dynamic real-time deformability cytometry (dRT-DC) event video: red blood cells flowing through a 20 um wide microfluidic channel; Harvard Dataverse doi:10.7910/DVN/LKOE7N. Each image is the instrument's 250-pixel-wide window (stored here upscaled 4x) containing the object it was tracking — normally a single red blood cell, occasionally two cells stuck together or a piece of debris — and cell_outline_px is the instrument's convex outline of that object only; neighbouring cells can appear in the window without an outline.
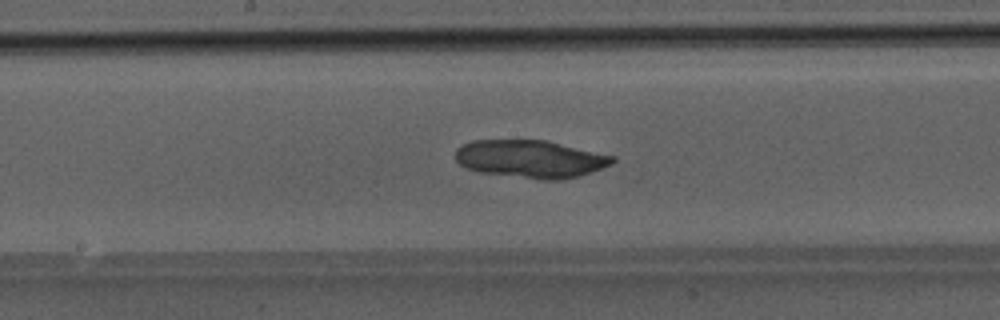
{"species": "Egyptian fruit bat (a non-hibernating species)", "species_latin": "Rousettus aegyptiacus", "temperature_condition": "room temperature", "stored_images_in_passage": 36, "camera_frame_rate_fps": 3000, "um_per_image_px": 0.085, "animal": {"sex": "male"}, "frame": {"image": 1, "passage_image": 12, "time_ms": 3.667, "image_size_px": [1000, 320], "cell_outline_px": [[616, 160], [612, 164], [592, 172], [580, 176], [560, 180], [540, 180], [480, 172], [468, 168], [460, 164], [456, 160], [456, 148], [460, 144], [472, 140], [548, 140], [616, 156]], "centroid_in_image_um": [45.13, 13.5], "position_along_channel_um": 203.1, "area_um2": 34.97}}
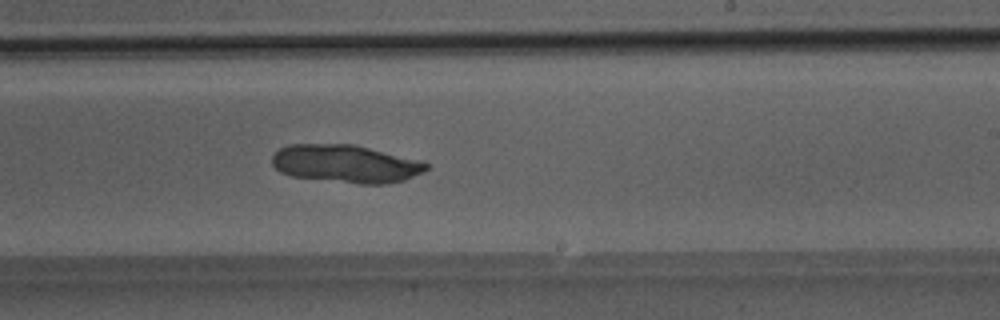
{"frame": {"image": 2, "passage_image": 16, "time_ms": 5.0, "image_size_px": [1000, 320], "cell_outline_px": [[428, 168], [424, 172], [404, 180], [388, 184], [360, 184], [292, 176], [280, 172], [272, 164], [272, 156], [280, 148], [288, 144], [352, 144], [424, 160], [428, 164]], "centroid_in_image_um": [29.43, 13.92], "position_along_channel_um": 259.6, "area_um2": 34.28}}
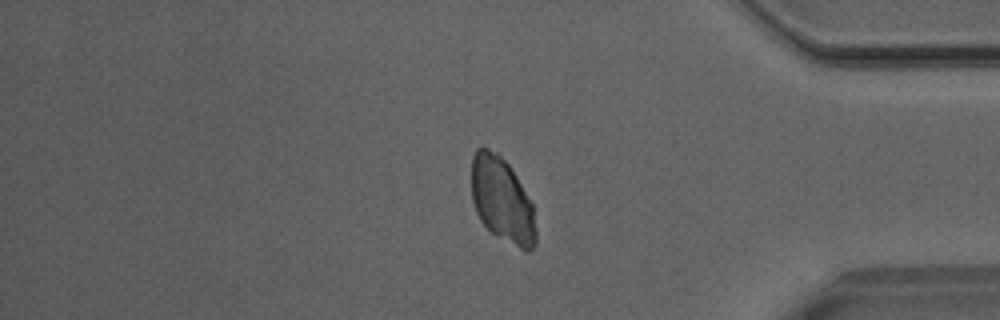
{"frame": {"image": 3, "passage_image": 27, "time_ms": 8.667, "image_size_px": [1000, 320], "cell_outline_px": [[536, 244], [528, 252], [496, 236], [480, 220], [476, 212], [472, 200], [472, 156], [476, 148], [488, 148], [496, 152], [508, 164], [516, 176], [532, 204], [536, 232]], "centroid_in_image_um": [42.66, 17.01], "position_along_channel_um": 392.5, "area_um2": 31.62}}